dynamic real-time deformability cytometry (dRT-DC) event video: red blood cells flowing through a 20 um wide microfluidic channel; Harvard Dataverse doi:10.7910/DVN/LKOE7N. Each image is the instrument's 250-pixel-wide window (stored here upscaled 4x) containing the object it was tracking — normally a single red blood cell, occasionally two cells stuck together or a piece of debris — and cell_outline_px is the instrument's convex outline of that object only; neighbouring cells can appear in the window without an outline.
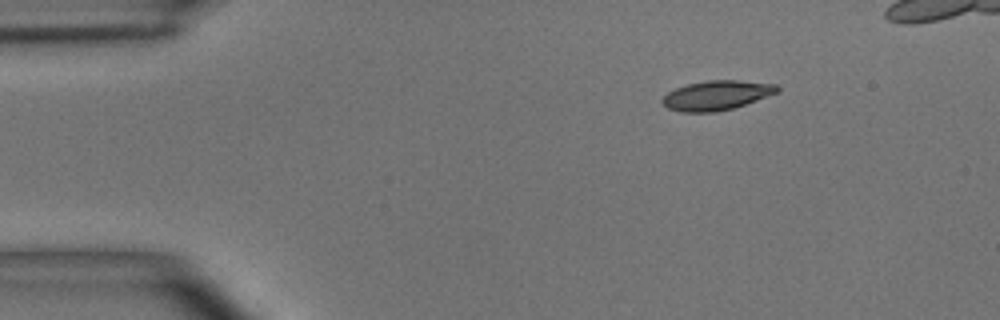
{"species": "common noctule bat (a hibernating species)", "species_latin": "Nyctalus noctula", "temperature_condition": "room temperature", "stored_images_in_passage": 4, "camera_frame_rate_fps": 3000, "um_per_image_px": 0.085, "animal": {"sex": "male", "body_mass_g": 15.6}, "frame": {"image": 1, "passage_image": 1, "time_ms": 0.0, "image_size_px": [1000, 320], "cell_outline_px": [[780, 92], [732, 108], [716, 112], [680, 112], [668, 108], [660, 100], [668, 92], [676, 88], [688, 84], [708, 80], [740, 80], [776, 84], [780, 88]], "centroid_in_image_um": [60.92, 8.1], "position_along_channel_um": 24.1, "area_um2": 19.71}}